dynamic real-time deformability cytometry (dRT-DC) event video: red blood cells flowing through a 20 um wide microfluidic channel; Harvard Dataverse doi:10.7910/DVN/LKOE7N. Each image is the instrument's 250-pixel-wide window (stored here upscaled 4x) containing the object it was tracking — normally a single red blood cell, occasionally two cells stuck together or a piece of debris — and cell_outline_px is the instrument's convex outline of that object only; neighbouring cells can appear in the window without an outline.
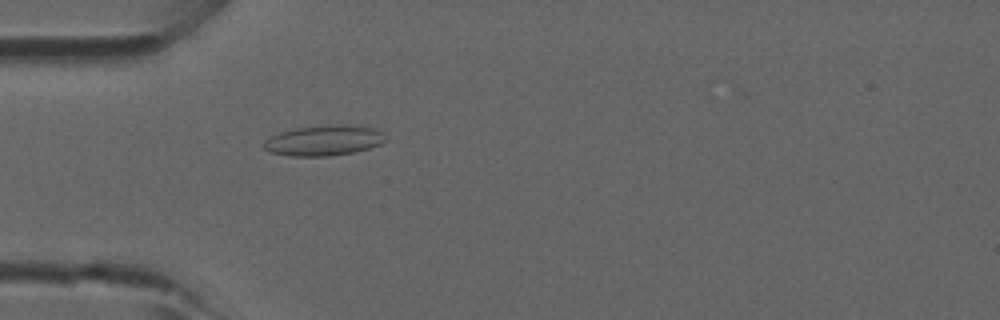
{"species": "common noctule bat (a hibernating species)", "species_latin": "Nyctalus noctula", "temperature_condition": "room temperature", "stored_images_in_passage": 33, "camera_frame_rate_fps": 3000, "um_per_image_px": 0.085, "animal": {"sex": "male", "forearm_length_mm": 52.5}, "frame": {"image": 1, "passage_image": 1, "time_ms": 0.0, "image_size_px": [1000, 320], "cell_outline_px": [[388, 140], [380, 144], [356, 152], [328, 156], [292, 156], [272, 152], [264, 148], [264, 140], [280, 132], [296, 128], [328, 124], [344, 124], [372, 128], [380, 132]], "centroid_in_image_um": [27.54, 11.93], "position_along_channel_um": 57.5, "area_um2": 21.44}}
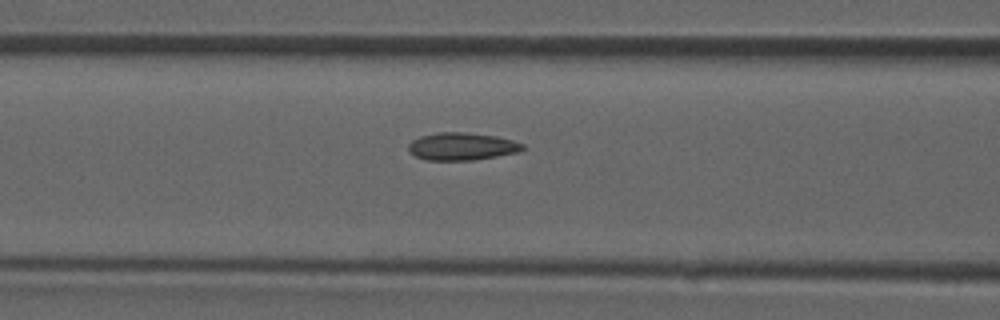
{"frame": {"image": 2, "passage_image": 6, "time_ms": 1.667, "image_size_px": [1000, 320], "cell_outline_px": [[524, 148], [520, 152], [472, 160], [428, 160], [416, 156], [408, 152], [408, 144], [412, 140], [420, 136], [440, 132], [464, 132], [496, 136], [512, 140], [524, 144]], "centroid_in_image_um": [39.25, 12.44], "position_along_channel_um": 127.4, "area_um2": 18.32}}